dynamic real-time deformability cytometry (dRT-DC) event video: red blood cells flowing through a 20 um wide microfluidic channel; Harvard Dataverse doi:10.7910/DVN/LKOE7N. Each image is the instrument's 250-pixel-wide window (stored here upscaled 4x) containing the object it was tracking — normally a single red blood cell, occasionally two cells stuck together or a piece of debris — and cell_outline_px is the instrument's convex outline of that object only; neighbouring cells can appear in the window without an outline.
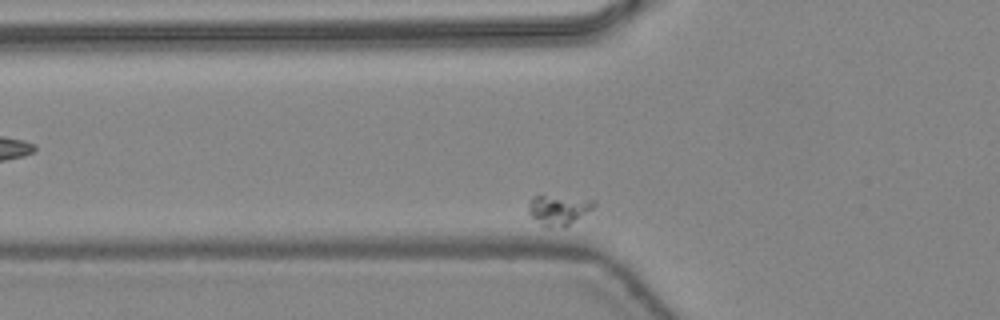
{"species": "common noctule bat (a hibernating species)", "species_latin": "Nyctalus noctula", "temperature_condition": "warm", "stored_images_in_passage": 40, "camera_frame_rate_fps": 3000, "um_per_image_px": 0.085, "animal": {"sex": "female", "body_mass_g": 24.6, "forearm_length_mm": 56.2}, "frame": {"image": 1, "passage_image": 10, "time_ms": 3.0, "image_size_px": [1000, 320], "cell_outline_px": [[596, 204], [592, 208], [564, 228], [548, 228], [540, 224], [528, 212], [528, 200], [532, 196], [544, 196], [596, 200]], "centroid_in_image_um": [47.43, 17.86], "position_along_channel_um": 78.4, "area_um2": 11.27}}
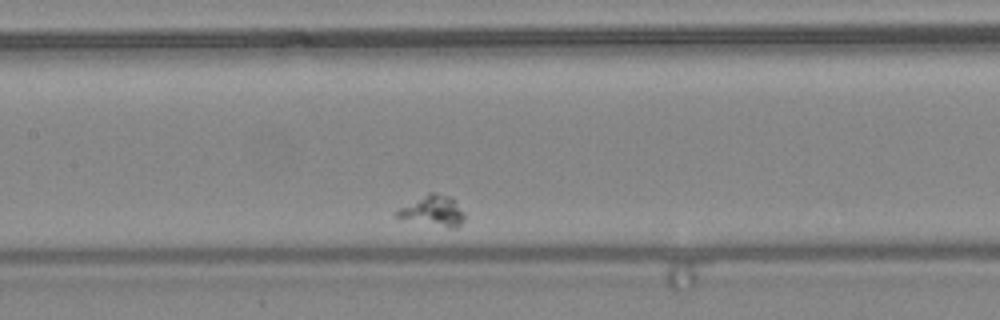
{"frame": {"image": 2, "passage_image": 18, "time_ms": 5.667, "image_size_px": [1000, 320], "cell_outline_px": [[464, 220], [456, 228], [448, 228], [396, 216], [396, 212], [400, 208], [428, 192], [436, 192], [452, 196], [464, 212]], "centroid_in_image_um": [36.88, 17.89], "position_along_channel_um": 170.5, "area_um2": 11.79}}
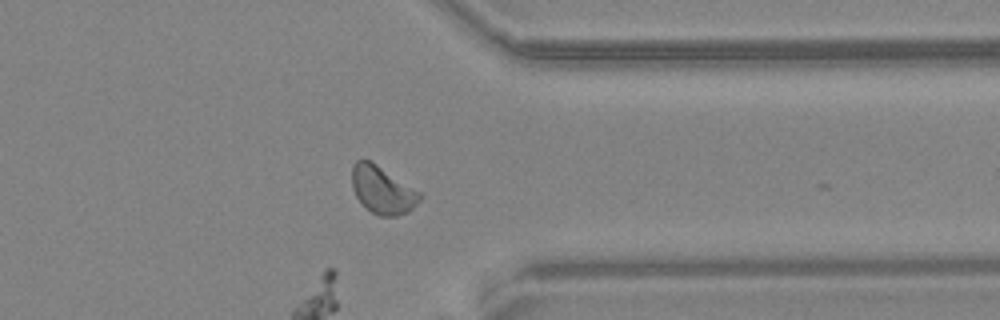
{"frame": {"image": 3, "passage_image": 37, "time_ms": 12.0, "image_size_px": [1000, 320], "cell_outline_px": [[424, 196], [408, 212], [396, 216], [380, 216], [364, 208], [360, 204], [352, 188], [352, 164], [356, 160], [368, 160], [376, 164], [420, 192]], "centroid_in_image_um": [32.48, 16.17], "position_along_channel_um": 378.9, "area_um2": 18.79}}